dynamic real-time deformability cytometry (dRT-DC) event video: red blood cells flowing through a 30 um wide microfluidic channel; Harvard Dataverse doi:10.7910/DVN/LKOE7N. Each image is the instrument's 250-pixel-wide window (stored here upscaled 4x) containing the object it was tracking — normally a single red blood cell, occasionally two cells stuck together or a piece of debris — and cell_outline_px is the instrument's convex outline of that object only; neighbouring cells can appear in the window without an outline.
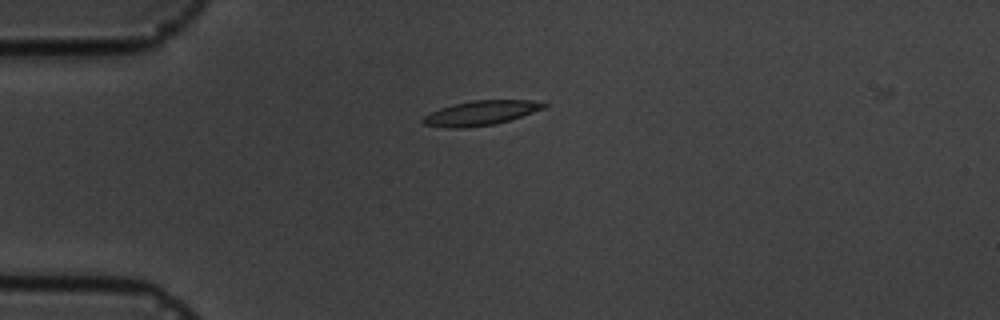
{"species": "common noctule bat (a hibernating species)", "species_latin": "Nyctalus noctula", "temperature_condition": "cold", "stored_images_in_passage": 13, "camera_frame_rate_fps": 3000, "um_per_image_px": 0.085, "animal": {"sex": "male", "body_mass_g": 19.5, "forearm_length_mm": 54.6}, "frame": {"image": 1, "passage_image": 1, "time_ms": 0.0, "image_size_px": [1000, 320], "cell_outline_px": [[548, 104], [544, 108], [508, 120], [492, 124], [464, 128], [448, 128], [424, 124], [420, 120], [424, 116], [440, 108], [452, 104], [472, 100], [528, 100]], "centroid_in_image_um": [40.8, 9.6], "position_along_channel_um": 44.2, "area_um2": 16.99}}
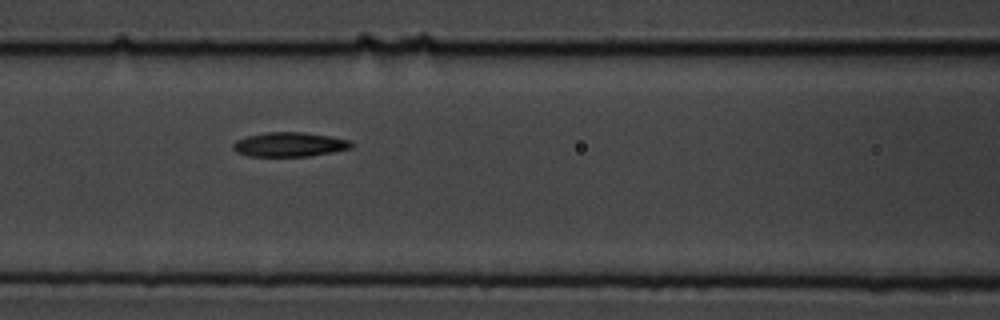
{"frame": {"image": 2, "passage_image": 4, "time_ms": 3.333, "image_size_px": [1000, 320], "cell_outline_px": [[352, 148], [332, 152], [308, 156], [248, 156], [236, 152], [232, 148], [232, 144], [236, 140], [244, 136], [264, 132], [304, 132], [328, 136], [348, 140], [352, 144]], "centroid_in_image_um": [24.53, 12.27], "position_along_channel_um": 142.1, "area_um2": 16.82}}
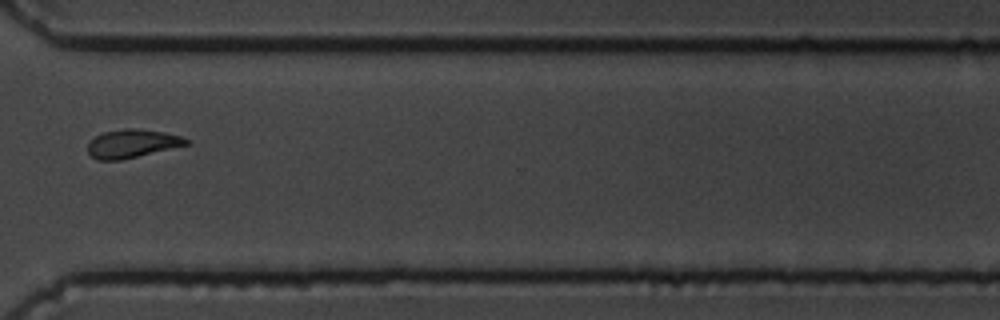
{"frame": {"image": 3, "passage_image": 9, "time_ms": 9.333, "image_size_px": [1000, 320], "cell_outline_px": [[192, 144], [120, 160], [96, 160], [88, 152], [88, 144], [96, 136], [104, 132], [124, 128], [136, 128], [164, 132], [180, 136], [192, 140]], "centroid_in_image_um": [11.29, 12.2], "position_along_channel_um": 359.3, "area_um2": 16.36}, "authors_computed_cell_mechanics": {"area_um2": 16.762, "velocity_mm_per_s": 3.6254, "shape_relaxation_time_tau1_ms": 7.2689, "shape_relaxation_time_tau2_ms": 9.0382, "deformation_change_tau1": 0.1767, "deformation_change_tau2": 0.1346}}